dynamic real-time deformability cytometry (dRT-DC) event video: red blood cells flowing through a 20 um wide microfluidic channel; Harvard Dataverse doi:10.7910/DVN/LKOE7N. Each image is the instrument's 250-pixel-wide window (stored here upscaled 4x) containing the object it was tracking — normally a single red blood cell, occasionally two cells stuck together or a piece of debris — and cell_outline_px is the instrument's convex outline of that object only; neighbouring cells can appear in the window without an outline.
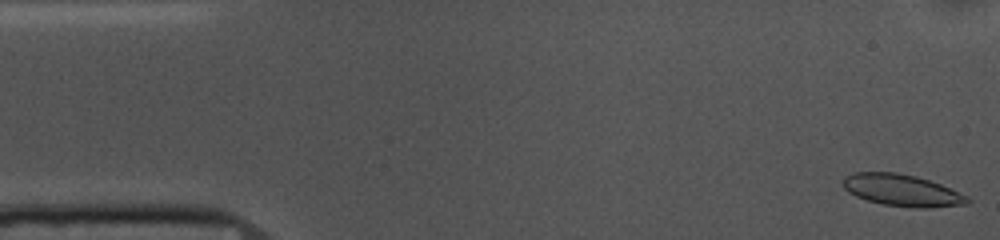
{"species": "common noctule bat (a hibernating species)", "species_latin": "Nyctalus noctula", "temperature_condition": "cold", "stored_images_in_passage": 53, "camera_frame_rate_fps": 3000, "um_per_image_px": 0.085, "animal": {"sex": "female", "body_mass_g": 10.0, "forearm_length_mm": 53.1}, "frame": {"image": 1, "passage_image": 1, "time_ms": 0.0, "image_size_px": [1000, 240], "cell_outline_px": [[972, 200], [968, 204], [924, 208], [912, 208], [884, 204], [868, 200], [856, 196], [848, 192], [844, 188], [844, 176], [856, 172], [896, 172], [916, 176], [940, 184], [968, 196]], "centroid_in_image_um": [76.69, 16.18], "position_along_channel_um": 8.3, "area_um2": 22.95}}
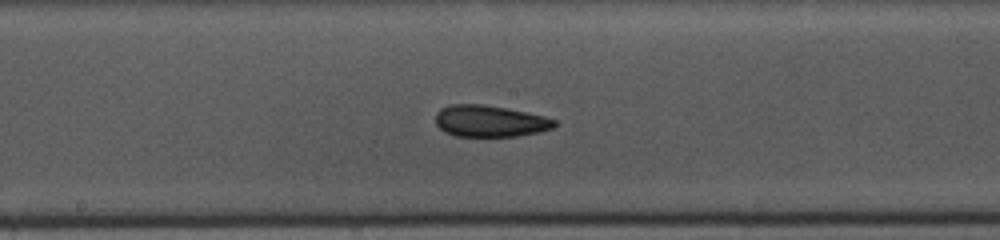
{"frame": {"image": 2, "passage_image": 26, "time_ms": 8.333, "image_size_px": [1000, 240], "cell_outline_px": [[556, 124], [552, 128], [540, 132], [516, 136], [456, 136], [444, 132], [436, 124], [436, 112], [440, 108], [448, 104], [480, 104], [504, 108], [544, 116], [556, 120]], "centroid_in_image_um": [41.6, 10.29], "position_along_channel_um": 206.6, "area_um2": 21.79}}
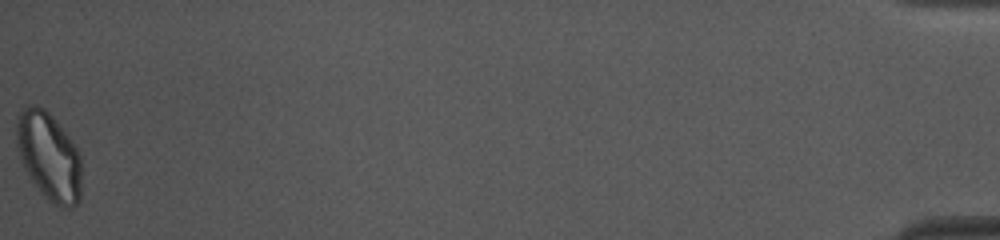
{"frame": {"image": 3, "passage_image": 53, "time_ms": 17.333, "image_size_px": [1000, 240], "cell_outline_px": [[80, 200], [72, 208], [60, 208], [48, 200], [44, 196], [32, 180], [20, 156], [16, 144], [16, 120], [20, 112], [28, 104], [36, 104], [44, 108], [56, 120], [68, 136], [76, 148], [80, 156]], "centroid_in_image_um": [4.15, 13.27], "position_along_channel_um": 431.0, "area_um2": 33.12}, "authors_computed_cell_mechanics": {"area_um2": 22.7154, "velocity_mm_per_s": 3.6756, "shape_relaxation_time_tau1_ms": 3.9342, "shape_relaxation_time_tau2_ms": 3.4674, "deformation_change_tau1": 0.1025, "deformation_change_tau2": 0.0859}}